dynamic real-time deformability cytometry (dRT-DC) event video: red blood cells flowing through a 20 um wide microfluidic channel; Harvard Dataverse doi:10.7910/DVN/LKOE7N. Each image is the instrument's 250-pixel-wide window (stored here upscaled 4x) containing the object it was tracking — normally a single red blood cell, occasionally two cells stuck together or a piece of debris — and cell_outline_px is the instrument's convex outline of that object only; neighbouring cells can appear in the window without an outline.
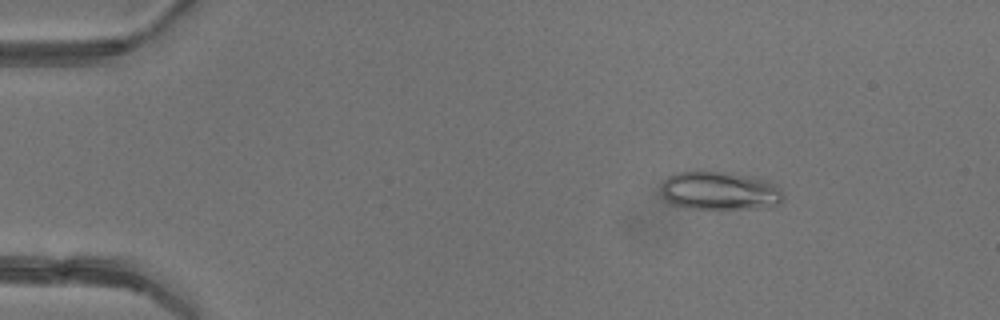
{"species": "common noctule bat (a hibernating species)", "species_latin": "Nyctalus noctula", "temperature_condition": "warm", "stored_images_in_passage": 3, "camera_frame_rate_fps": 3000, "um_per_image_px": 0.085, "animal": {"sex": "female"}, "frame": {"image": 1, "passage_image": 1, "time_ms": 0.0, "image_size_px": [1000, 320], "cell_outline_px": [[784, 200], [780, 204], [772, 208], [684, 208], [672, 204], [664, 196], [660, 188], [664, 180], [668, 176], [676, 172], [696, 168], [700, 168], [728, 172], [752, 176], [768, 180], [776, 184], [784, 192]], "centroid_in_image_um": [61.21, 16.17], "position_along_channel_um": 23.8, "area_um2": 28.5}}